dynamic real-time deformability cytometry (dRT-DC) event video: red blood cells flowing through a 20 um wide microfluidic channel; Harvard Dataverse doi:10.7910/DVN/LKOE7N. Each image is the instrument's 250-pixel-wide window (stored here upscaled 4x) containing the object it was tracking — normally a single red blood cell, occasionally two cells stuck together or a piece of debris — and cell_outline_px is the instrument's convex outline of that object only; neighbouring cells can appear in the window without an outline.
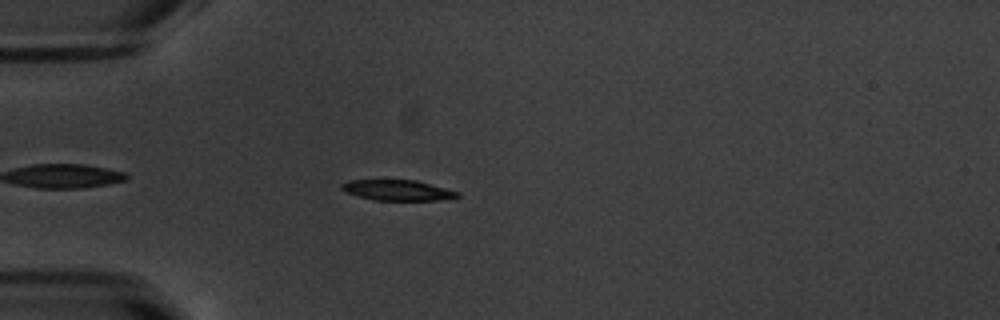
{"species": "common noctule bat (a hibernating species)", "species_latin": "Nyctalus noctula", "temperature_condition": "warm", "stored_images_in_passage": 44, "camera_frame_rate_fps": 3000, "um_per_image_px": 0.085, "animal": {"sex": "male", "body_mass_g": 20.1, "forearm_length_mm": 53.5}, "frame": {"image": 1, "passage_image": 6, "time_ms": 1.667, "image_size_px": [1000, 320], "cell_outline_px": [[460, 196], [436, 200], [372, 200], [344, 192], [340, 188], [340, 184], [348, 180], [416, 180], [460, 192]], "centroid_in_image_um": [33.73, 16.16], "position_along_channel_um": 51.3, "area_um2": 13.87}}
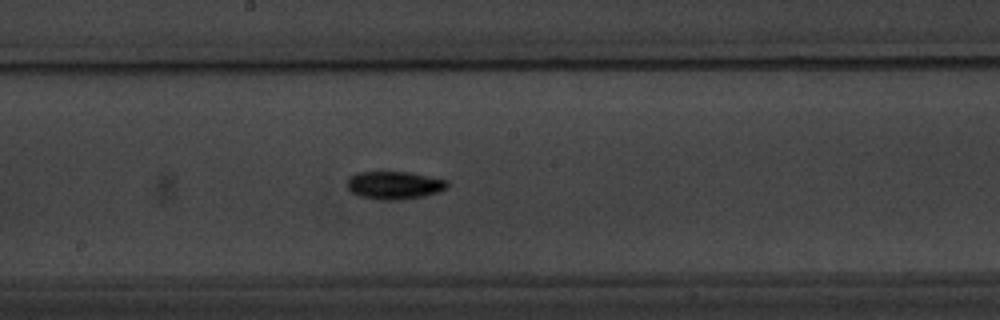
{"frame": {"image": 2, "passage_image": 20, "time_ms": 6.333, "image_size_px": [1000, 320], "cell_outline_px": [[448, 188], [424, 196], [396, 200], [380, 200], [360, 196], [352, 192], [348, 188], [348, 176], [356, 172], [412, 172], [448, 180]], "centroid_in_image_um": [33.53, 15.73], "position_along_channel_um": 214.7, "area_um2": 16.36}}
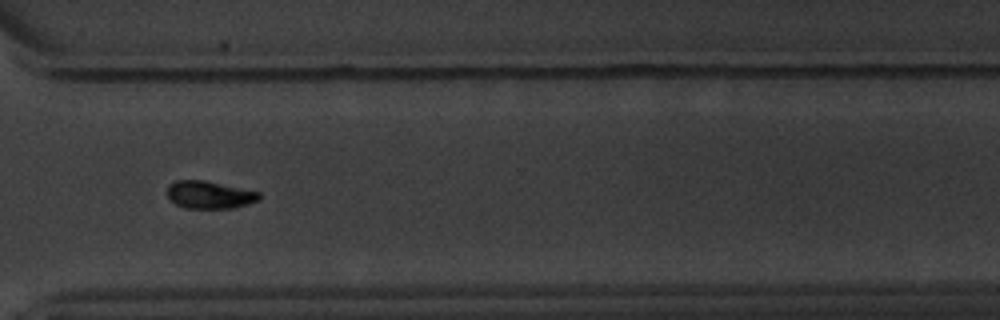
{"frame": {"image": 3, "passage_image": 31, "time_ms": 10.0, "image_size_px": [1000, 320], "cell_outline_px": [[260, 196], [256, 200], [244, 204], [228, 208], [188, 208], [176, 204], [168, 200], [168, 184], [176, 180], [204, 180], [260, 192]], "centroid_in_image_um": [17.73, 16.54], "position_along_channel_um": 352.9, "area_um2": 14.51}, "authors_computed_cell_mechanics": {"area_um2": 14.9124, "velocity_mm_per_s": 3.7767, "shape_relaxation_time_tau1_ms": 2.848, "shape_relaxation_time_tau2_ms": null, "deformation_change_tau1": 0.1398, "deformation_change_tau2": null}}